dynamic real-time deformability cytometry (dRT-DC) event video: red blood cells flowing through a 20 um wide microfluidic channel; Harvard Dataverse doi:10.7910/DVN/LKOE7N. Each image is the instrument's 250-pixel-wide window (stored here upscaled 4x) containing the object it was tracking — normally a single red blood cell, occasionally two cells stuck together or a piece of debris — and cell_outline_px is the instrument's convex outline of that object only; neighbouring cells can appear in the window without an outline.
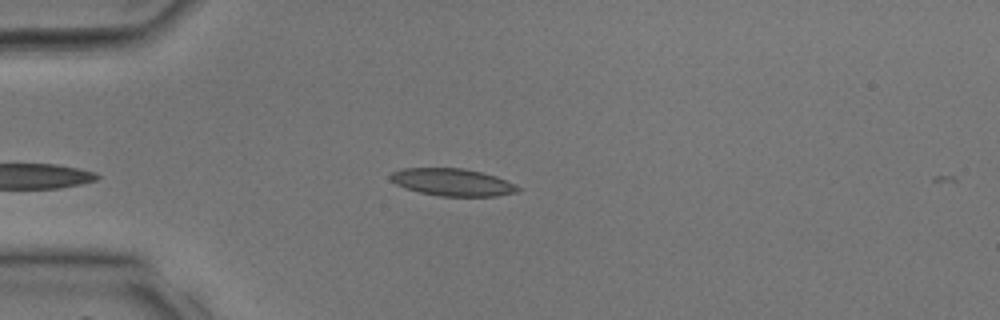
{"species": "common noctule bat (a hibernating species)", "species_latin": "Nyctalus noctula", "temperature_condition": "room temperature", "stored_images_in_passage": 25, "camera_frame_rate_fps": 3000, "um_per_image_px": 0.085, "animal": {"sex": "male", "body_mass_g": 17.9, "forearm_length_mm": 54.2}, "frame": {"image": 1, "passage_image": 1, "time_ms": 0.0, "image_size_px": [1000, 320], "cell_outline_px": [[520, 192], [496, 196], [440, 196], [420, 192], [404, 188], [396, 184], [388, 176], [392, 172], [400, 168], [464, 168], [496, 176], [516, 184], [520, 188]], "centroid_in_image_um": [38.47, 15.49], "position_along_channel_um": 46.5, "area_um2": 20.4}}
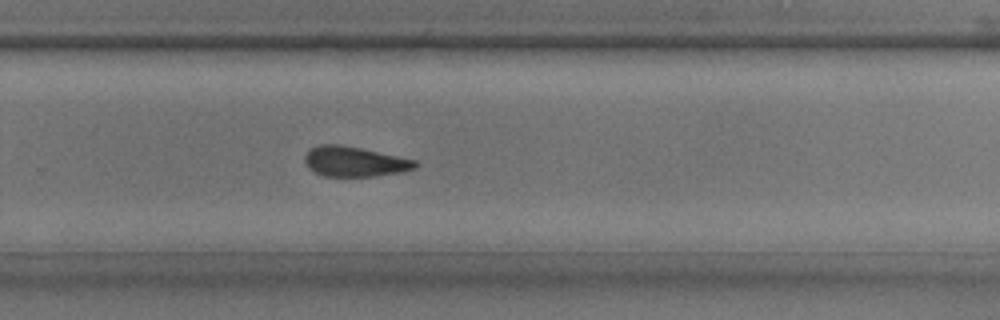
{"frame": {"image": 2, "passage_image": 15, "time_ms": 4.667, "image_size_px": [1000, 320], "cell_outline_px": [[420, 164], [416, 168], [400, 172], [372, 176], [324, 176], [308, 168], [304, 160], [304, 156], [308, 148], [320, 144], [340, 144], [360, 148], [416, 160]], "centroid_in_image_um": [30.11, 13.72], "position_along_channel_um": 299.7, "area_um2": 19.36}}
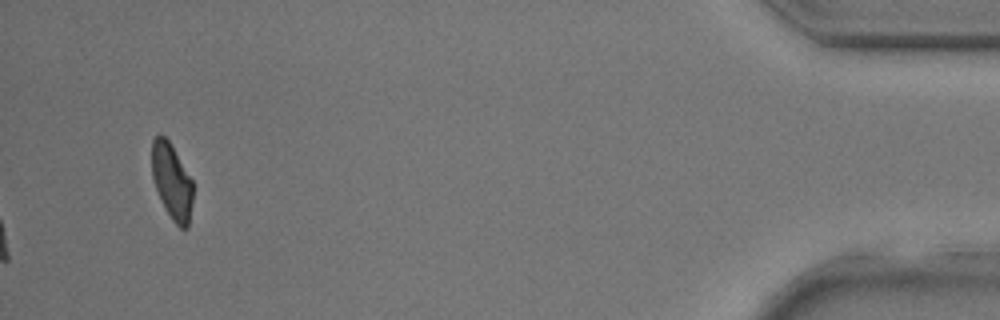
{"frame": {"image": 3, "passage_image": 25, "time_ms": 8.0, "image_size_px": [1000, 320], "cell_outline_px": [[192, 200], [188, 228], [180, 228], [172, 220], [160, 200], [152, 176], [152, 140], [160, 132], [168, 140], [192, 180]], "centroid_in_image_um": [14.59, 15.42], "position_along_channel_um": 420.6, "area_um2": 17.92}}